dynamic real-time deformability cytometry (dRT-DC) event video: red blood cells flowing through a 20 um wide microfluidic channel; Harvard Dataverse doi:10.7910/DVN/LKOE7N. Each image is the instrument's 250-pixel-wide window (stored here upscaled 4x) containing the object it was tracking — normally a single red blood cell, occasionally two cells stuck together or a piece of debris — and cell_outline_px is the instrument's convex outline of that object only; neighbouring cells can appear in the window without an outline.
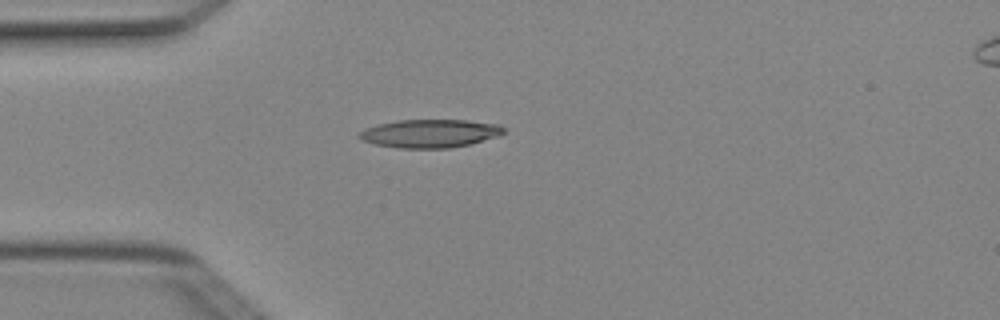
{"species": "Egyptian fruit bat (a non-hibernating species)", "species_latin": "Rousettus aegyptiacus", "temperature_condition": "cold", "stored_images_in_passage": 2, "camera_frame_rate_fps": 3000, "um_per_image_px": 0.085, "animal": {"sex": "female"}, "frame": {"image": 1, "passage_image": 1, "time_ms": 0.0, "image_size_px": [1000, 320], "cell_outline_px": [[504, 132], [500, 136], [472, 144], [448, 148], [396, 148], [376, 144], [360, 140], [356, 136], [364, 128], [376, 124], [400, 120], [468, 120], [500, 124], [504, 128]], "centroid_in_image_um": [36.55, 11.34], "position_along_channel_um": 48.5, "area_um2": 24.1}}